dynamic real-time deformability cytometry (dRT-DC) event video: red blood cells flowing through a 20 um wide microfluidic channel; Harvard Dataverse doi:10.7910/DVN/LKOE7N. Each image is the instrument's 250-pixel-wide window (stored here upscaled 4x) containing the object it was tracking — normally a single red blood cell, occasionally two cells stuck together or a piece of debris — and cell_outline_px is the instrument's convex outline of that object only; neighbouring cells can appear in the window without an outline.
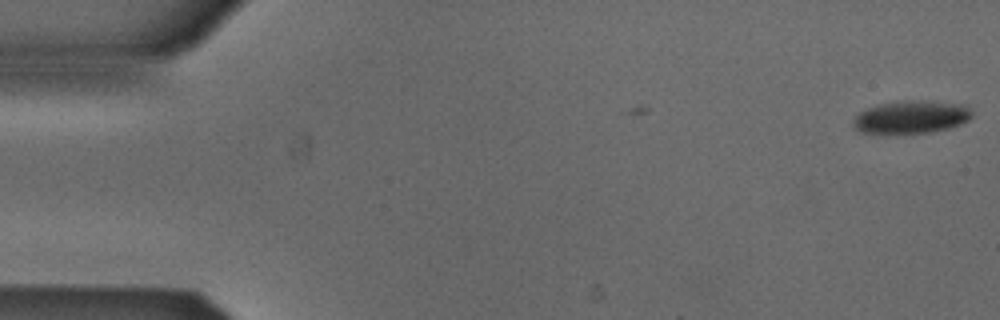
{"species": "Egyptian fruit bat (a non-hibernating species)", "species_latin": "Rousettus aegyptiacus", "temperature_condition": "cold", "stored_images_in_passage": 8, "camera_frame_rate_fps": 3000, "um_per_image_px": 0.085, "animal": {"sex": "male"}, "frame": {"image": 1, "passage_image": 1, "time_ms": 0.0, "image_size_px": [1000, 320], "cell_outline_px": [[972, 116], [968, 120], [960, 124], [948, 128], [928, 132], [860, 132], [852, 124], [852, 120], [860, 112], [868, 108], [880, 104], [904, 100], [960, 104], [968, 108], [972, 112]], "centroid_in_image_um": [77.44, 9.94], "position_along_channel_um": 7.6, "area_um2": 21.91}}